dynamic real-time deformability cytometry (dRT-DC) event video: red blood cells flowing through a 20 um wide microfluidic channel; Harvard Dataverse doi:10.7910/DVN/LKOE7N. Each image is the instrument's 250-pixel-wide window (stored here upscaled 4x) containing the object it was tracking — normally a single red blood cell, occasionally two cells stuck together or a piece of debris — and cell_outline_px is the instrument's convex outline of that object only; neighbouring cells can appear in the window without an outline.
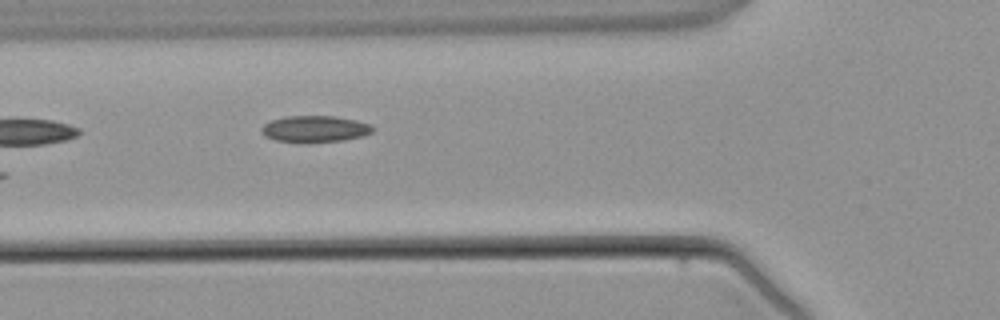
{"species": "common noctule bat (a hibernating species)", "species_latin": "Nyctalus noctula", "temperature_condition": "warm", "stored_images_in_passage": 5, "segment_of_instrument_passage": [2, 2], "camera_frame_rate_fps": 3000, "um_per_image_px": 0.085, "animal": {"sex": "male", "body_mass_g": 21.5, "forearm_length_mm": 52.0}, "frame": {"image": 1, "passage_image": 5, "time_ms": 4.667, "image_size_px": [1000, 320], "cell_outline_px": [[376, 128], [372, 132], [364, 136], [344, 140], [276, 140], [268, 136], [260, 128], [264, 124], [272, 120], [284, 116], [336, 116], [356, 120], [372, 124]], "centroid_in_image_um": [26.87, 10.91], "position_along_channel_um": 98.9, "area_um2": 16.53}}